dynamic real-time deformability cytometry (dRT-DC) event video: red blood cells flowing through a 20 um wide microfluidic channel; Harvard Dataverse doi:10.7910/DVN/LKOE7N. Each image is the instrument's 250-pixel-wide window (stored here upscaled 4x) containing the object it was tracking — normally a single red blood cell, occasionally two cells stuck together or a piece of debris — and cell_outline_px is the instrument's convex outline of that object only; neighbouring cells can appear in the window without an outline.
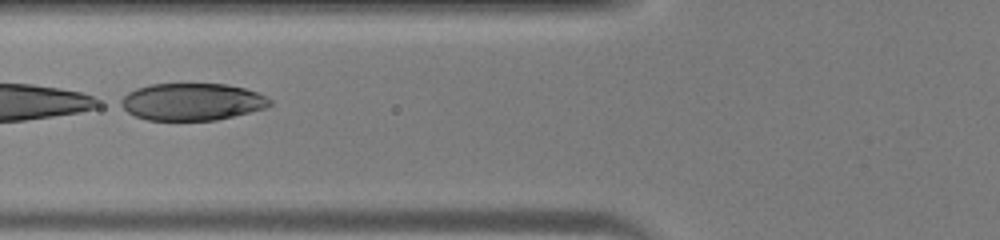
{"species": "human", "species_latin": "Homo sapiens", "temperature_condition": "warm", "stored_images_in_passage": 34, "segment_of_instrument_passage": [2, 2], "camera_frame_rate_fps": 3000, "um_per_image_px": 0.085, "donor": {"sex": "male"}, "frame": {"image": 1, "passage_image": 18, "time_ms": 5.667, "image_size_px": [1000, 240], "cell_outline_px": [[272, 104], [264, 108], [216, 120], [148, 120], [136, 116], [128, 112], [120, 104], [120, 100], [128, 92], [136, 88], [152, 84], [228, 84], [244, 88], [256, 92], [272, 100]], "centroid_in_image_um": [16.31, 8.65], "position_along_channel_um": 109.5, "area_um2": 32.02}}
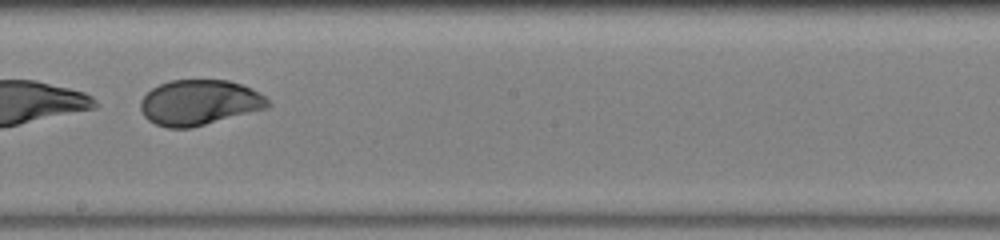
{"frame": {"image": 2, "passage_image": 26, "time_ms": 8.333, "image_size_px": [1000, 240], "cell_outline_px": [[272, 104], [268, 108], [188, 128], [168, 128], [156, 124], [148, 120], [144, 116], [140, 108], [140, 100], [152, 88], [160, 84], [172, 80], [228, 80], [252, 88], [264, 96]], "centroid_in_image_um": [16.94, 8.71], "position_along_channel_um": 231.3, "area_um2": 33.47}}